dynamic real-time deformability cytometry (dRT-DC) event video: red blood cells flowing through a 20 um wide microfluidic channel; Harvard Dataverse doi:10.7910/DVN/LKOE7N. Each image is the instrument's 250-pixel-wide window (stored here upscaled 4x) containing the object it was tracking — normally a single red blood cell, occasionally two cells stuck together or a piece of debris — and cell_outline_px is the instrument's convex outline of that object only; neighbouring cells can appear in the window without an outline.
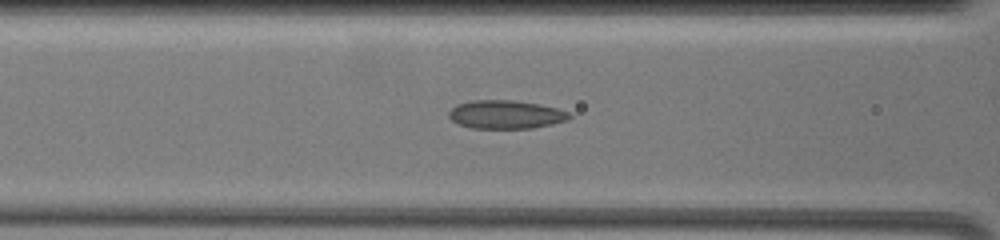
{"species": "common noctule bat (a hibernating species)", "species_latin": "Nyctalus noctula", "temperature_condition": "warm", "stored_images_in_passage": 26, "camera_frame_rate_fps": 3000, "um_per_image_px": 0.085, "animal": {"sex": "female", "body_mass_g": 19.5, "forearm_length_mm": 54.1}, "frame": {"image": 1, "passage_image": 8, "time_ms": 3.0, "image_size_px": [1000, 240], "cell_outline_px": [[572, 116], [568, 120], [552, 124], [532, 128], [472, 128], [460, 124], [452, 120], [448, 116], [448, 112], [456, 104], [472, 100], [512, 100], [536, 104], [556, 108], [568, 112]], "centroid_in_image_um": [42.97, 9.73], "position_along_channel_um": 123.6, "area_um2": 19.83}}
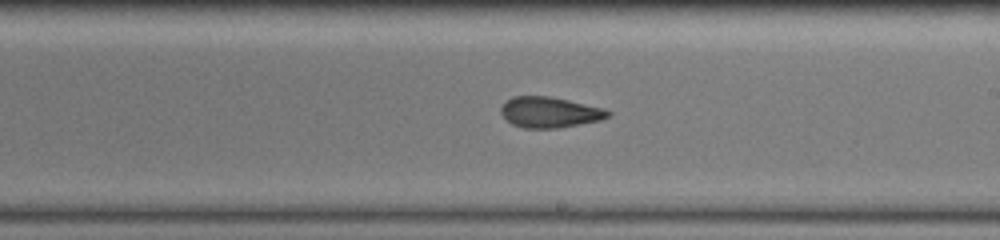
{"frame": {"image": 2, "passage_image": 16, "time_ms": 6.333, "image_size_px": [1000, 240], "cell_outline_px": [[612, 112], [608, 116], [600, 120], [556, 128], [524, 128], [512, 124], [500, 112], [500, 108], [512, 96], [548, 96], [568, 100], [604, 108]], "centroid_in_image_um": [46.72, 9.54], "position_along_channel_um": 242.3, "area_um2": 18.9}}
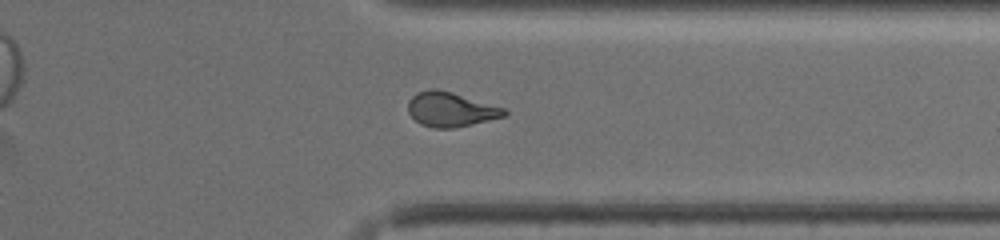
{"frame": {"image": 3, "passage_image": 25, "time_ms": 10.0, "image_size_px": [1000, 240], "cell_outline_px": [[508, 112], [504, 116], [472, 124], [452, 128], [432, 128], [420, 124], [408, 112], [408, 100], [416, 92], [428, 88], [436, 88], [452, 92], [504, 108]], "centroid_in_image_um": [38.26, 9.29], "position_along_channel_um": 373.1, "area_um2": 19.31}}